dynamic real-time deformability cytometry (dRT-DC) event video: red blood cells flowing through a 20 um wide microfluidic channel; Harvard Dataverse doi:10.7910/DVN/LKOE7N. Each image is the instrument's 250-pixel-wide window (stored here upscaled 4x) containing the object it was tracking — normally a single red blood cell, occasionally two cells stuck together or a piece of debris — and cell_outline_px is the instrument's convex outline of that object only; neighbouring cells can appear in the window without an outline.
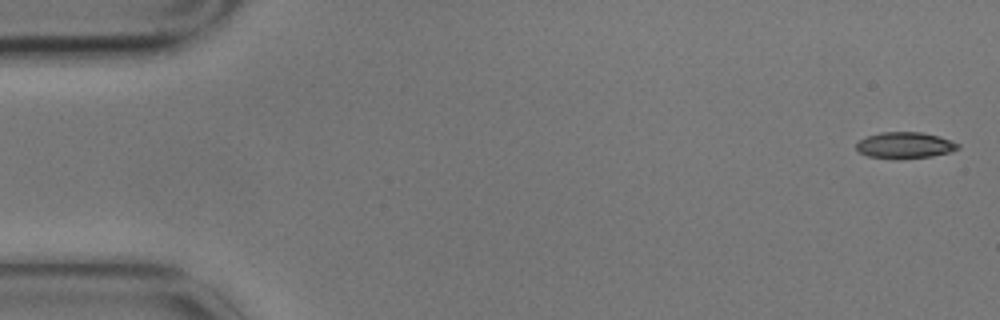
{"species": "common noctule bat (a hibernating species)", "species_latin": "Nyctalus noctula", "temperature_condition": "cold", "stored_images_in_passage": 6, "segment_of_instrument_passage": [1, 2], "camera_frame_rate_fps": 3000, "um_per_image_px": 0.085, "animal": {"sex": "male", "body_mass_g": 17.9}, "frame": {"image": 1, "passage_image": 1, "time_ms": 0.0, "image_size_px": [1000, 320], "cell_outline_px": [[960, 148], [948, 152], [932, 156], [900, 160], [868, 156], [860, 152], [856, 148], [856, 144], [860, 140], [868, 136], [880, 132], [920, 132], [936, 136], [960, 144]], "centroid_in_image_um": [76.89, 12.36], "position_along_channel_um": 8.1, "area_um2": 15.49}}
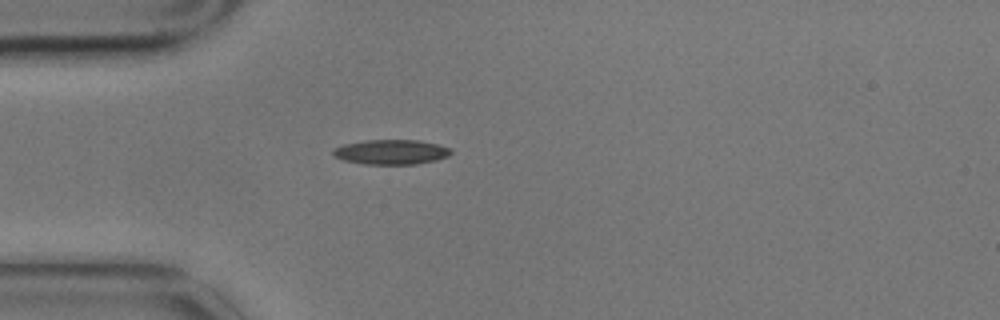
{"frame": {"image": 2, "passage_image": 5, "time_ms": 1.333, "image_size_px": [1000, 320], "cell_outline_px": [[452, 152], [448, 156], [436, 160], [416, 164], [364, 164], [344, 160], [336, 156], [332, 152], [332, 148], [344, 144], [368, 140], [420, 140], [452, 148]], "centroid_in_image_um": [33.27, 12.92], "position_along_channel_um": 51.7, "area_um2": 16.99}}